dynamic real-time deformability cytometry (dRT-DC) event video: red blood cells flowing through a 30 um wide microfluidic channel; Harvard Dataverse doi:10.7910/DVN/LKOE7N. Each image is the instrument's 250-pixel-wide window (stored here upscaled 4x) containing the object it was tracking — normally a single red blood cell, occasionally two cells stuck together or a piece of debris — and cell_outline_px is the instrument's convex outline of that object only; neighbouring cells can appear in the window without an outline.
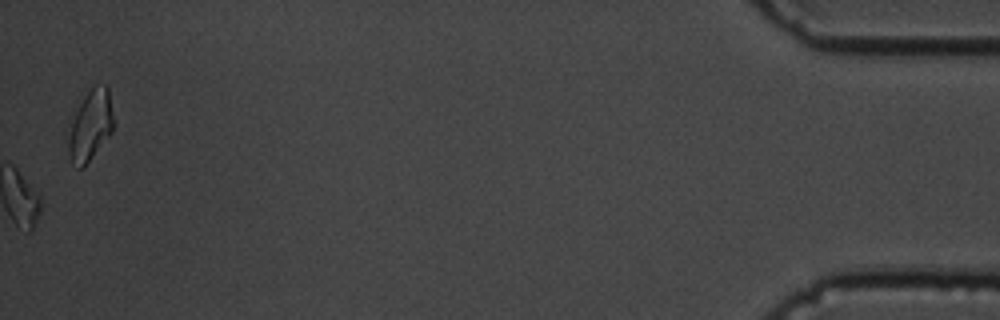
{"species": "common noctule bat (a hibernating species)", "species_latin": "Nyctalus noctula", "temperature_condition": "cold", "stored_images_in_passage": 61, "camera_frame_rate_fps": 3000, "um_per_image_px": 0.085, "animal": {"sex": "male", "body_mass_g": 19.5, "forearm_length_mm": 54.6}, "frame": {"image": 1, "passage_image": 61, "time_ms": 20.0, "image_size_px": [1000, 320], "cell_outline_px": [[112, 132], [88, 160], [80, 168], [76, 168], [72, 164], [68, 156], [64, 136], [72, 112], [84, 96], [92, 88], [104, 84], [108, 88], [112, 116]], "centroid_in_image_um": [7.55, 10.69], "position_along_channel_um": 427.6, "area_um2": 18.9}, "authors_computed_cell_mechanics": {"area_um2": 13.294, "velocity_mm_per_s": 3.4177, "shape_relaxation_time_tau1_ms": 2.9989, "shape_relaxation_time_tau2_ms": 0.5393, "deformation_change_tau1": 0.0904, "deformation_change_tau2": 0.0372}}